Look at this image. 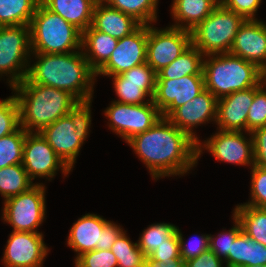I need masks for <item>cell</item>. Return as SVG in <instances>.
<instances>
[{
    "mask_svg": "<svg viewBox=\"0 0 266 267\" xmlns=\"http://www.w3.org/2000/svg\"><path fill=\"white\" fill-rule=\"evenodd\" d=\"M75 267H118L116 256L111 250H92L75 260Z\"/></svg>",
    "mask_w": 266,
    "mask_h": 267,
    "instance_id": "cell-39",
    "label": "cell"
},
{
    "mask_svg": "<svg viewBox=\"0 0 266 267\" xmlns=\"http://www.w3.org/2000/svg\"><path fill=\"white\" fill-rule=\"evenodd\" d=\"M191 44V31L172 26L158 29L150 24L148 25L146 63L158 73L179 57Z\"/></svg>",
    "mask_w": 266,
    "mask_h": 267,
    "instance_id": "cell-12",
    "label": "cell"
},
{
    "mask_svg": "<svg viewBox=\"0 0 266 267\" xmlns=\"http://www.w3.org/2000/svg\"><path fill=\"white\" fill-rule=\"evenodd\" d=\"M205 90L203 75H185L178 79L157 78L153 102L167 118L176 108Z\"/></svg>",
    "mask_w": 266,
    "mask_h": 267,
    "instance_id": "cell-15",
    "label": "cell"
},
{
    "mask_svg": "<svg viewBox=\"0 0 266 267\" xmlns=\"http://www.w3.org/2000/svg\"><path fill=\"white\" fill-rule=\"evenodd\" d=\"M203 150L210 152L209 154L218 162L251 168L254 166L253 140L250 132L217 129L210 138L197 142V160L200 159Z\"/></svg>",
    "mask_w": 266,
    "mask_h": 267,
    "instance_id": "cell-11",
    "label": "cell"
},
{
    "mask_svg": "<svg viewBox=\"0 0 266 267\" xmlns=\"http://www.w3.org/2000/svg\"><path fill=\"white\" fill-rule=\"evenodd\" d=\"M148 257L164 263L171 261V258L180 257V242L177 233L168 240V244L158 246Z\"/></svg>",
    "mask_w": 266,
    "mask_h": 267,
    "instance_id": "cell-43",
    "label": "cell"
},
{
    "mask_svg": "<svg viewBox=\"0 0 266 267\" xmlns=\"http://www.w3.org/2000/svg\"><path fill=\"white\" fill-rule=\"evenodd\" d=\"M140 25L132 16L109 6L104 1H97L94 7L91 26L114 38L121 39L131 34Z\"/></svg>",
    "mask_w": 266,
    "mask_h": 267,
    "instance_id": "cell-22",
    "label": "cell"
},
{
    "mask_svg": "<svg viewBox=\"0 0 266 267\" xmlns=\"http://www.w3.org/2000/svg\"><path fill=\"white\" fill-rule=\"evenodd\" d=\"M29 26L32 53L64 54L81 50L82 32L41 2Z\"/></svg>",
    "mask_w": 266,
    "mask_h": 267,
    "instance_id": "cell-5",
    "label": "cell"
},
{
    "mask_svg": "<svg viewBox=\"0 0 266 267\" xmlns=\"http://www.w3.org/2000/svg\"><path fill=\"white\" fill-rule=\"evenodd\" d=\"M20 128V109L15 95L0 100V138Z\"/></svg>",
    "mask_w": 266,
    "mask_h": 267,
    "instance_id": "cell-35",
    "label": "cell"
},
{
    "mask_svg": "<svg viewBox=\"0 0 266 267\" xmlns=\"http://www.w3.org/2000/svg\"><path fill=\"white\" fill-rule=\"evenodd\" d=\"M205 89L217 99L259 84V68L231 53L204 56Z\"/></svg>",
    "mask_w": 266,
    "mask_h": 267,
    "instance_id": "cell-4",
    "label": "cell"
},
{
    "mask_svg": "<svg viewBox=\"0 0 266 267\" xmlns=\"http://www.w3.org/2000/svg\"><path fill=\"white\" fill-rule=\"evenodd\" d=\"M246 19L221 3L191 30L192 45L204 56L229 53L237 31Z\"/></svg>",
    "mask_w": 266,
    "mask_h": 267,
    "instance_id": "cell-7",
    "label": "cell"
},
{
    "mask_svg": "<svg viewBox=\"0 0 266 267\" xmlns=\"http://www.w3.org/2000/svg\"><path fill=\"white\" fill-rule=\"evenodd\" d=\"M31 54L30 26H0V78L10 88L26 78Z\"/></svg>",
    "mask_w": 266,
    "mask_h": 267,
    "instance_id": "cell-8",
    "label": "cell"
},
{
    "mask_svg": "<svg viewBox=\"0 0 266 267\" xmlns=\"http://www.w3.org/2000/svg\"><path fill=\"white\" fill-rule=\"evenodd\" d=\"M109 129L127 143L134 136L151 128L161 117L153 100L139 105L112 101L104 110Z\"/></svg>",
    "mask_w": 266,
    "mask_h": 267,
    "instance_id": "cell-10",
    "label": "cell"
},
{
    "mask_svg": "<svg viewBox=\"0 0 266 267\" xmlns=\"http://www.w3.org/2000/svg\"><path fill=\"white\" fill-rule=\"evenodd\" d=\"M11 90L19 104L20 127L27 132H41L81 104L68 91L30 83L26 78Z\"/></svg>",
    "mask_w": 266,
    "mask_h": 267,
    "instance_id": "cell-3",
    "label": "cell"
},
{
    "mask_svg": "<svg viewBox=\"0 0 266 267\" xmlns=\"http://www.w3.org/2000/svg\"><path fill=\"white\" fill-rule=\"evenodd\" d=\"M118 39L92 26L82 32L81 49L90 67L97 72L110 58Z\"/></svg>",
    "mask_w": 266,
    "mask_h": 267,
    "instance_id": "cell-24",
    "label": "cell"
},
{
    "mask_svg": "<svg viewBox=\"0 0 266 267\" xmlns=\"http://www.w3.org/2000/svg\"><path fill=\"white\" fill-rule=\"evenodd\" d=\"M26 79L68 91L81 104H92L96 72L81 50L64 54L32 53ZM33 61V64H31Z\"/></svg>",
    "mask_w": 266,
    "mask_h": 267,
    "instance_id": "cell-2",
    "label": "cell"
},
{
    "mask_svg": "<svg viewBox=\"0 0 266 267\" xmlns=\"http://www.w3.org/2000/svg\"><path fill=\"white\" fill-rule=\"evenodd\" d=\"M220 3L228 10L243 16L246 20L255 18L262 5V0H220Z\"/></svg>",
    "mask_w": 266,
    "mask_h": 267,
    "instance_id": "cell-41",
    "label": "cell"
},
{
    "mask_svg": "<svg viewBox=\"0 0 266 267\" xmlns=\"http://www.w3.org/2000/svg\"><path fill=\"white\" fill-rule=\"evenodd\" d=\"M26 133L27 131L20 127L17 131L0 138V168L22 164Z\"/></svg>",
    "mask_w": 266,
    "mask_h": 267,
    "instance_id": "cell-33",
    "label": "cell"
},
{
    "mask_svg": "<svg viewBox=\"0 0 266 267\" xmlns=\"http://www.w3.org/2000/svg\"><path fill=\"white\" fill-rule=\"evenodd\" d=\"M171 16L175 28L191 31L220 4V0H172Z\"/></svg>",
    "mask_w": 266,
    "mask_h": 267,
    "instance_id": "cell-23",
    "label": "cell"
},
{
    "mask_svg": "<svg viewBox=\"0 0 266 267\" xmlns=\"http://www.w3.org/2000/svg\"><path fill=\"white\" fill-rule=\"evenodd\" d=\"M259 85L266 91V62L259 68Z\"/></svg>",
    "mask_w": 266,
    "mask_h": 267,
    "instance_id": "cell-48",
    "label": "cell"
},
{
    "mask_svg": "<svg viewBox=\"0 0 266 267\" xmlns=\"http://www.w3.org/2000/svg\"><path fill=\"white\" fill-rule=\"evenodd\" d=\"M123 227L113 221H109L101 231V246H96L97 250H110L111 246L123 232Z\"/></svg>",
    "mask_w": 266,
    "mask_h": 267,
    "instance_id": "cell-44",
    "label": "cell"
},
{
    "mask_svg": "<svg viewBox=\"0 0 266 267\" xmlns=\"http://www.w3.org/2000/svg\"><path fill=\"white\" fill-rule=\"evenodd\" d=\"M40 2V0H0V26H29Z\"/></svg>",
    "mask_w": 266,
    "mask_h": 267,
    "instance_id": "cell-28",
    "label": "cell"
},
{
    "mask_svg": "<svg viewBox=\"0 0 266 267\" xmlns=\"http://www.w3.org/2000/svg\"><path fill=\"white\" fill-rule=\"evenodd\" d=\"M91 106V104H80L74 111L59 118L40 132L71 170L90 134Z\"/></svg>",
    "mask_w": 266,
    "mask_h": 267,
    "instance_id": "cell-6",
    "label": "cell"
},
{
    "mask_svg": "<svg viewBox=\"0 0 266 267\" xmlns=\"http://www.w3.org/2000/svg\"><path fill=\"white\" fill-rule=\"evenodd\" d=\"M144 267H184V261L181 257L171 258V261H156L146 257Z\"/></svg>",
    "mask_w": 266,
    "mask_h": 267,
    "instance_id": "cell-47",
    "label": "cell"
},
{
    "mask_svg": "<svg viewBox=\"0 0 266 267\" xmlns=\"http://www.w3.org/2000/svg\"><path fill=\"white\" fill-rule=\"evenodd\" d=\"M229 53L260 68L266 62V22L245 20L237 31Z\"/></svg>",
    "mask_w": 266,
    "mask_h": 267,
    "instance_id": "cell-20",
    "label": "cell"
},
{
    "mask_svg": "<svg viewBox=\"0 0 266 267\" xmlns=\"http://www.w3.org/2000/svg\"><path fill=\"white\" fill-rule=\"evenodd\" d=\"M251 169L250 199L243 205L266 208V168L254 165Z\"/></svg>",
    "mask_w": 266,
    "mask_h": 267,
    "instance_id": "cell-36",
    "label": "cell"
},
{
    "mask_svg": "<svg viewBox=\"0 0 266 267\" xmlns=\"http://www.w3.org/2000/svg\"><path fill=\"white\" fill-rule=\"evenodd\" d=\"M253 242L254 240L242 231L232 243L231 251L228 254V267L250 266L251 244Z\"/></svg>",
    "mask_w": 266,
    "mask_h": 267,
    "instance_id": "cell-37",
    "label": "cell"
},
{
    "mask_svg": "<svg viewBox=\"0 0 266 267\" xmlns=\"http://www.w3.org/2000/svg\"><path fill=\"white\" fill-rule=\"evenodd\" d=\"M217 102L218 99L209 90L205 89L191 101L189 100L183 106L176 108L167 119L196 142H199L200 139L194 127L197 128L209 122H216Z\"/></svg>",
    "mask_w": 266,
    "mask_h": 267,
    "instance_id": "cell-18",
    "label": "cell"
},
{
    "mask_svg": "<svg viewBox=\"0 0 266 267\" xmlns=\"http://www.w3.org/2000/svg\"><path fill=\"white\" fill-rule=\"evenodd\" d=\"M177 235L180 242V257L184 262L194 259L209 250V235L201 234V236L192 237L189 242L185 241L181 229L177 227Z\"/></svg>",
    "mask_w": 266,
    "mask_h": 267,
    "instance_id": "cell-38",
    "label": "cell"
},
{
    "mask_svg": "<svg viewBox=\"0 0 266 267\" xmlns=\"http://www.w3.org/2000/svg\"><path fill=\"white\" fill-rule=\"evenodd\" d=\"M117 258L118 267H144L146 255L132 242L124 230L110 249Z\"/></svg>",
    "mask_w": 266,
    "mask_h": 267,
    "instance_id": "cell-32",
    "label": "cell"
},
{
    "mask_svg": "<svg viewBox=\"0 0 266 267\" xmlns=\"http://www.w3.org/2000/svg\"><path fill=\"white\" fill-rule=\"evenodd\" d=\"M109 6L132 16L141 25L157 21L159 0H103Z\"/></svg>",
    "mask_w": 266,
    "mask_h": 267,
    "instance_id": "cell-30",
    "label": "cell"
},
{
    "mask_svg": "<svg viewBox=\"0 0 266 267\" xmlns=\"http://www.w3.org/2000/svg\"><path fill=\"white\" fill-rule=\"evenodd\" d=\"M22 166L29 178L51 181L61 170L64 177L72 171L54 152L40 132H27L24 140Z\"/></svg>",
    "mask_w": 266,
    "mask_h": 267,
    "instance_id": "cell-13",
    "label": "cell"
},
{
    "mask_svg": "<svg viewBox=\"0 0 266 267\" xmlns=\"http://www.w3.org/2000/svg\"><path fill=\"white\" fill-rule=\"evenodd\" d=\"M108 77L113 78L118 97V100H114L116 102L139 105L152 101L154 97L157 73L146 62L120 75Z\"/></svg>",
    "mask_w": 266,
    "mask_h": 267,
    "instance_id": "cell-16",
    "label": "cell"
},
{
    "mask_svg": "<svg viewBox=\"0 0 266 267\" xmlns=\"http://www.w3.org/2000/svg\"><path fill=\"white\" fill-rule=\"evenodd\" d=\"M204 55L192 44L168 66L157 73V78L178 79L185 75H203Z\"/></svg>",
    "mask_w": 266,
    "mask_h": 267,
    "instance_id": "cell-26",
    "label": "cell"
},
{
    "mask_svg": "<svg viewBox=\"0 0 266 267\" xmlns=\"http://www.w3.org/2000/svg\"><path fill=\"white\" fill-rule=\"evenodd\" d=\"M35 184L22 164L0 168V194L4 200L28 191Z\"/></svg>",
    "mask_w": 266,
    "mask_h": 267,
    "instance_id": "cell-29",
    "label": "cell"
},
{
    "mask_svg": "<svg viewBox=\"0 0 266 267\" xmlns=\"http://www.w3.org/2000/svg\"><path fill=\"white\" fill-rule=\"evenodd\" d=\"M127 144L156 181L183 176L198 164L197 142L165 117Z\"/></svg>",
    "mask_w": 266,
    "mask_h": 267,
    "instance_id": "cell-1",
    "label": "cell"
},
{
    "mask_svg": "<svg viewBox=\"0 0 266 267\" xmlns=\"http://www.w3.org/2000/svg\"><path fill=\"white\" fill-rule=\"evenodd\" d=\"M253 140L254 165L266 168V126L251 132Z\"/></svg>",
    "mask_w": 266,
    "mask_h": 267,
    "instance_id": "cell-42",
    "label": "cell"
},
{
    "mask_svg": "<svg viewBox=\"0 0 266 267\" xmlns=\"http://www.w3.org/2000/svg\"><path fill=\"white\" fill-rule=\"evenodd\" d=\"M177 233V226L171 223H153L144 229L137 241L138 247L148 257L158 246L168 244Z\"/></svg>",
    "mask_w": 266,
    "mask_h": 267,
    "instance_id": "cell-31",
    "label": "cell"
},
{
    "mask_svg": "<svg viewBox=\"0 0 266 267\" xmlns=\"http://www.w3.org/2000/svg\"><path fill=\"white\" fill-rule=\"evenodd\" d=\"M148 25H140L131 34L118 39L108 61L96 72L98 75H120L146 62Z\"/></svg>",
    "mask_w": 266,
    "mask_h": 267,
    "instance_id": "cell-14",
    "label": "cell"
},
{
    "mask_svg": "<svg viewBox=\"0 0 266 267\" xmlns=\"http://www.w3.org/2000/svg\"><path fill=\"white\" fill-rule=\"evenodd\" d=\"M266 126V91L260 88L254 94L247 116V132Z\"/></svg>",
    "mask_w": 266,
    "mask_h": 267,
    "instance_id": "cell-40",
    "label": "cell"
},
{
    "mask_svg": "<svg viewBox=\"0 0 266 267\" xmlns=\"http://www.w3.org/2000/svg\"><path fill=\"white\" fill-rule=\"evenodd\" d=\"M233 215L240 221L243 232L255 242L266 246V208L237 204Z\"/></svg>",
    "mask_w": 266,
    "mask_h": 267,
    "instance_id": "cell-27",
    "label": "cell"
},
{
    "mask_svg": "<svg viewBox=\"0 0 266 267\" xmlns=\"http://www.w3.org/2000/svg\"><path fill=\"white\" fill-rule=\"evenodd\" d=\"M110 220L103 216L87 213L82 215L70 228L67 245L77 254L74 261L82 254L101 246V231Z\"/></svg>",
    "mask_w": 266,
    "mask_h": 267,
    "instance_id": "cell-21",
    "label": "cell"
},
{
    "mask_svg": "<svg viewBox=\"0 0 266 267\" xmlns=\"http://www.w3.org/2000/svg\"><path fill=\"white\" fill-rule=\"evenodd\" d=\"M266 265V246L262 243L251 244L250 266Z\"/></svg>",
    "mask_w": 266,
    "mask_h": 267,
    "instance_id": "cell-46",
    "label": "cell"
},
{
    "mask_svg": "<svg viewBox=\"0 0 266 267\" xmlns=\"http://www.w3.org/2000/svg\"><path fill=\"white\" fill-rule=\"evenodd\" d=\"M224 261L210 249L198 257L184 262V267H223Z\"/></svg>",
    "mask_w": 266,
    "mask_h": 267,
    "instance_id": "cell-45",
    "label": "cell"
},
{
    "mask_svg": "<svg viewBox=\"0 0 266 267\" xmlns=\"http://www.w3.org/2000/svg\"><path fill=\"white\" fill-rule=\"evenodd\" d=\"M50 11L60 15L81 32L92 25L96 0H40Z\"/></svg>",
    "mask_w": 266,
    "mask_h": 267,
    "instance_id": "cell-25",
    "label": "cell"
},
{
    "mask_svg": "<svg viewBox=\"0 0 266 267\" xmlns=\"http://www.w3.org/2000/svg\"><path fill=\"white\" fill-rule=\"evenodd\" d=\"M46 186L36 183L28 191L4 200L3 222L10 224L12 231L42 233L38 227L46 217Z\"/></svg>",
    "mask_w": 266,
    "mask_h": 267,
    "instance_id": "cell-9",
    "label": "cell"
},
{
    "mask_svg": "<svg viewBox=\"0 0 266 267\" xmlns=\"http://www.w3.org/2000/svg\"><path fill=\"white\" fill-rule=\"evenodd\" d=\"M235 267H266V265H259V266H235Z\"/></svg>",
    "mask_w": 266,
    "mask_h": 267,
    "instance_id": "cell-49",
    "label": "cell"
},
{
    "mask_svg": "<svg viewBox=\"0 0 266 267\" xmlns=\"http://www.w3.org/2000/svg\"><path fill=\"white\" fill-rule=\"evenodd\" d=\"M258 84L246 90L233 92L218 99L217 129L223 131L247 132V116L253 103L254 94L260 89Z\"/></svg>",
    "mask_w": 266,
    "mask_h": 267,
    "instance_id": "cell-19",
    "label": "cell"
},
{
    "mask_svg": "<svg viewBox=\"0 0 266 267\" xmlns=\"http://www.w3.org/2000/svg\"><path fill=\"white\" fill-rule=\"evenodd\" d=\"M232 217L234 224L230 230L224 232L226 229H223V232L217 233V235H209V249L226 263L225 267H228V254L231 251L232 243L243 231L240 221L235 215Z\"/></svg>",
    "mask_w": 266,
    "mask_h": 267,
    "instance_id": "cell-34",
    "label": "cell"
},
{
    "mask_svg": "<svg viewBox=\"0 0 266 267\" xmlns=\"http://www.w3.org/2000/svg\"><path fill=\"white\" fill-rule=\"evenodd\" d=\"M43 233L12 231L4 249V267H43L49 253Z\"/></svg>",
    "mask_w": 266,
    "mask_h": 267,
    "instance_id": "cell-17",
    "label": "cell"
}]
</instances>
